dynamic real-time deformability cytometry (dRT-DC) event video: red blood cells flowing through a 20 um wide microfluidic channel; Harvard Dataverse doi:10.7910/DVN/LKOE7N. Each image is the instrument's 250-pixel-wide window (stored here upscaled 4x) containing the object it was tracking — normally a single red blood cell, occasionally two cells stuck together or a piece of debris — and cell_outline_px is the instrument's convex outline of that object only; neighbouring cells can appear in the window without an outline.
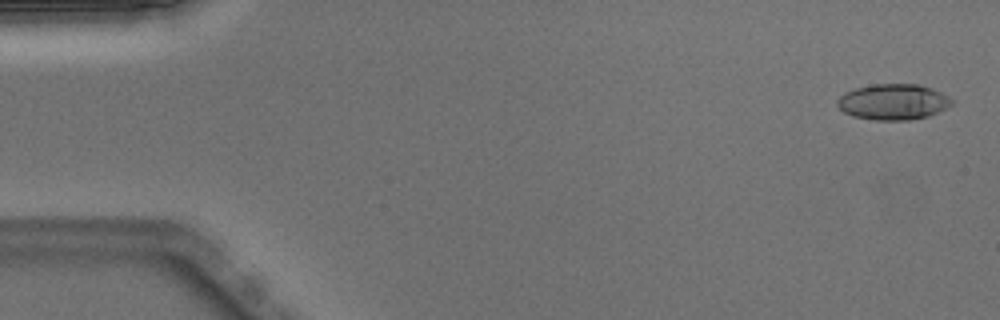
{"species": "Egyptian fruit bat (a non-hibernating species)", "species_latin": "Rousettus aegyptiacus", "temperature_condition": "warm", "stored_images_in_passage": 50, "camera_frame_rate_fps": 3000, "um_per_image_px": 0.085, "animal": {"sex": "male"}, "frame": {"image": 1, "passage_image": 2, "time_ms": 0.333, "image_size_px": [1000, 320], "cell_outline_px": [[952, 104], [928, 116], [908, 120], [872, 120], [852, 116], [844, 112], [836, 104], [836, 100], [844, 92], [856, 88], [872, 84], [916, 84], [932, 88], [948, 96], [952, 100]], "centroid_in_image_um": [75.87, 8.66], "position_along_channel_um": 9.1, "area_um2": 23.81}}
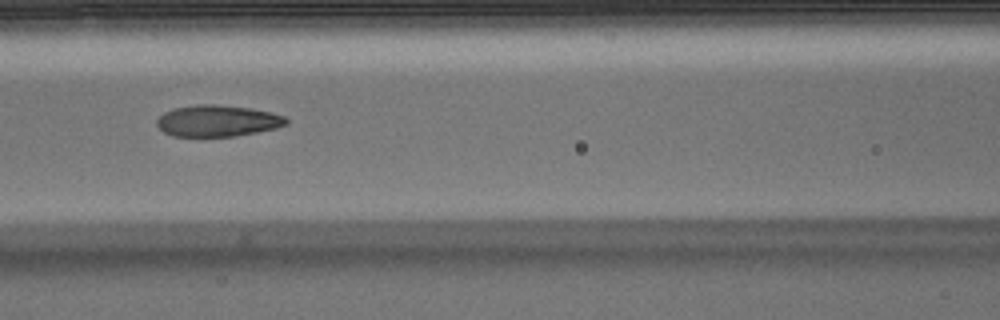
{"frame": {"image": 2, "passage_image": 22, "time_ms": 7.0, "image_size_px": [1000, 320], "cell_outline_px": [[288, 124], [276, 128], [236, 136], [172, 136], [164, 132], [156, 124], [156, 120], [164, 112], [172, 108], [196, 104], [220, 104], [252, 108], [284, 116], [288, 120]], "centroid_in_image_um": [18.47, 10.26], "position_along_channel_um": 148.1, "area_um2": 23.81}}
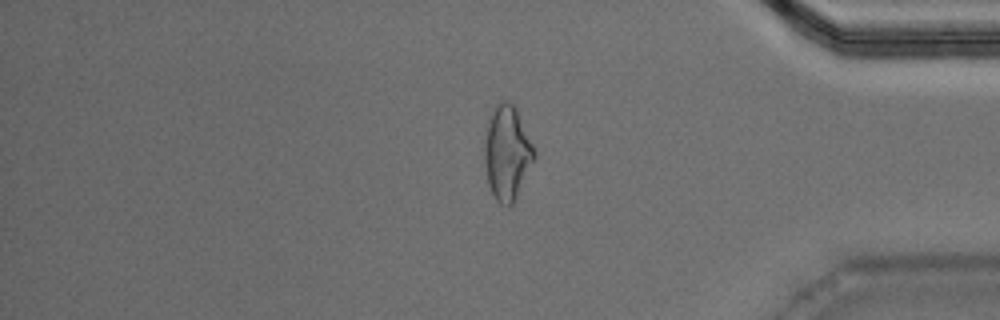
{"frame": {"image": 3, "passage_image": 42, "time_ms": 13.667, "image_size_px": [1000, 320], "cell_outline_px": [[536, 156], [512, 204], [500, 204], [496, 200], [488, 184], [484, 160], [484, 140], [488, 120], [492, 108], [500, 100], [508, 100], [516, 108], [536, 152]], "centroid_in_image_um": [43.08, 12.93], "position_along_channel_um": 392.1, "area_um2": 27.17}, "authors_computed_cell_mechanics": {"area_um2": 24.0448, "velocity_mm_per_s": 4.0205, "shape_relaxation_time_tau1_ms": 8.2556, "shape_relaxation_time_tau2_ms": 1.8945, "deformation_change_tau1": 0.2404, "deformation_change_tau2": 0.0948}}